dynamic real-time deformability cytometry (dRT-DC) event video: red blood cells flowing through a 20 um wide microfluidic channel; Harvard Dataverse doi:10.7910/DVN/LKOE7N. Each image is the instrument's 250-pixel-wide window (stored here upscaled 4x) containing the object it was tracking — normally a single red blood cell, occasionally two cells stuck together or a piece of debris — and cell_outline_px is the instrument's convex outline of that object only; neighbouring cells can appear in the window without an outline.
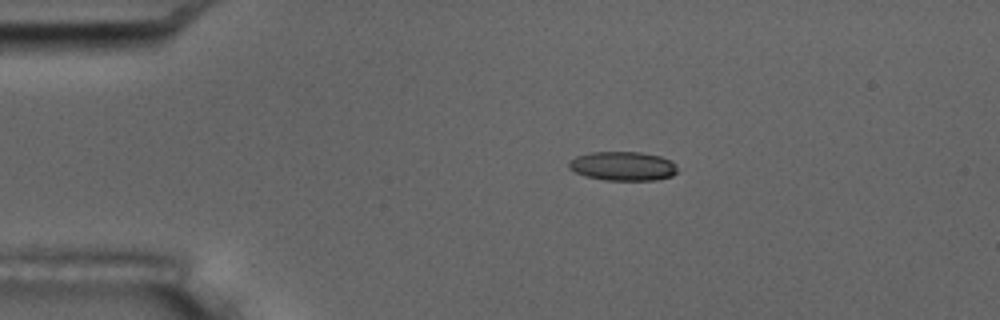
{"species": "common noctule bat (a hibernating species)", "species_latin": "Nyctalus noctula", "temperature_condition": "room temperature", "stored_images_in_passage": 8, "camera_frame_rate_fps": 3000, "um_per_image_px": 0.085, "animal": {"sex": "male", "body_mass_g": 17.5, "forearm_length_mm": 52.3}, "frame": {"image": 1, "passage_image": 3, "time_ms": 2.333, "image_size_px": [1000, 320], "cell_outline_px": [[676, 172], [672, 176], [656, 180], [604, 180], [584, 176], [568, 168], [568, 160], [576, 156], [592, 152], [640, 152], [660, 156], [672, 160], [676, 164]], "centroid_in_image_um": [52.93, 14.12], "position_along_channel_um": 32.1, "area_um2": 18.55}}
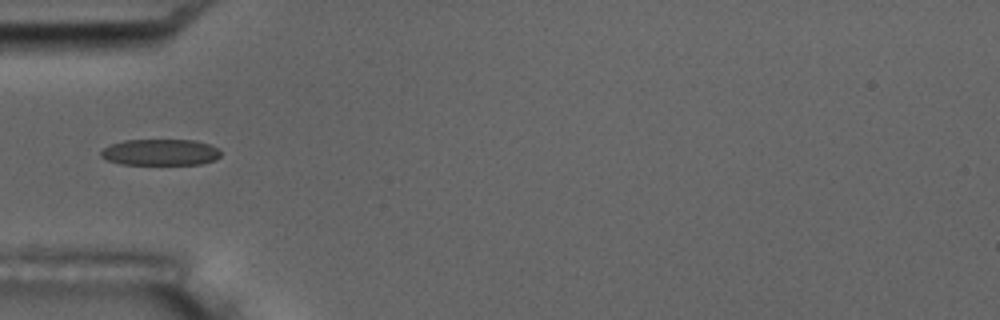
{"frame": {"image": 2, "passage_image": 5, "time_ms": 4.667, "image_size_px": [1000, 320], "cell_outline_px": [[220, 156], [216, 160], [200, 164], [120, 164], [108, 160], [100, 156], [100, 152], [108, 144], [124, 140], [196, 140], [208, 144], [216, 148], [220, 152]], "centroid_in_image_um": [13.6, 12.94], "position_along_channel_um": 71.4, "area_um2": 18.38}}
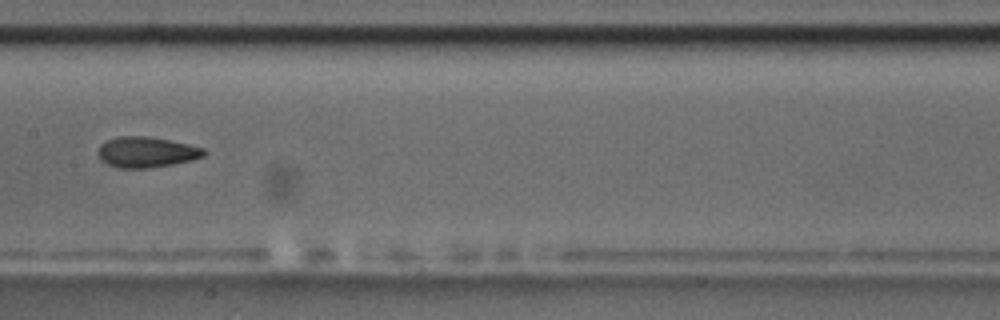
{"frame": {"image": 3, "passage_image": 8, "time_ms": 8.0, "image_size_px": [1000, 320], "cell_outline_px": [[208, 152], [204, 156], [192, 160], [172, 164], [148, 168], [120, 168], [108, 164], [100, 160], [96, 152], [100, 144], [108, 140], [120, 136], [148, 136], [188, 144], [204, 148]], "centroid_in_image_um": [12.44, 12.93], "position_along_channel_um": 195.0, "area_um2": 18.96}}